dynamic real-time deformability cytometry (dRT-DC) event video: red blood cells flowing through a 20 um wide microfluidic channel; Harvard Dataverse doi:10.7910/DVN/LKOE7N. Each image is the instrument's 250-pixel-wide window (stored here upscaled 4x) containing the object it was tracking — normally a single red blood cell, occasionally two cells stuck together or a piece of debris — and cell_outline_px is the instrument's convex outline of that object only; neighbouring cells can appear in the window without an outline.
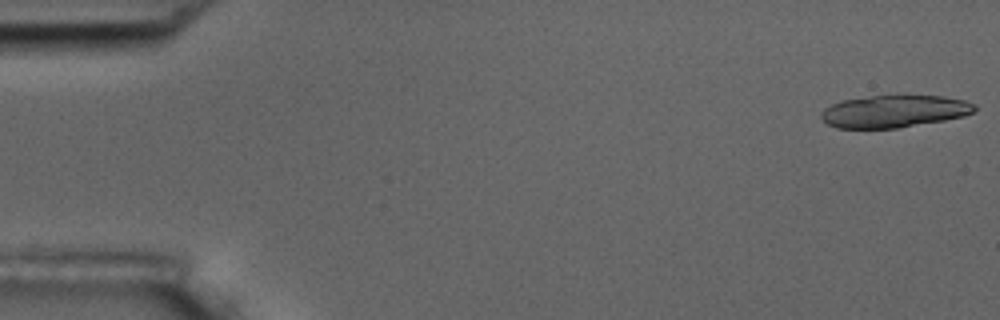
{"species": "common noctule bat (a hibernating species)", "species_latin": "Nyctalus noctula", "temperature_condition": "room temperature", "stored_images_in_passage": 18, "camera_frame_rate_fps": 3000, "um_per_image_px": 0.085, "animal": {"sex": "male", "body_mass_g": 17.5, "forearm_length_mm": 52.3}, "frame": {"image": 1, "passage_image": 1, "time_ms": 0.0, "image_size_px": [1000, 320], "cell_outline_px": [[976, 108], [972, 112], [964, 116], [944, 120], [896, 128], [836, 128], [828, 124], [820, 116], [820, 112], [824, 108], [832, 104], [844, 100], [896, 92], [944, 96], [964, 100], [976, 104]], "centroid_in_image_um": [76.02, 9.41], "position_along_channel_um": 9.0, "area_um2": 29.71}}